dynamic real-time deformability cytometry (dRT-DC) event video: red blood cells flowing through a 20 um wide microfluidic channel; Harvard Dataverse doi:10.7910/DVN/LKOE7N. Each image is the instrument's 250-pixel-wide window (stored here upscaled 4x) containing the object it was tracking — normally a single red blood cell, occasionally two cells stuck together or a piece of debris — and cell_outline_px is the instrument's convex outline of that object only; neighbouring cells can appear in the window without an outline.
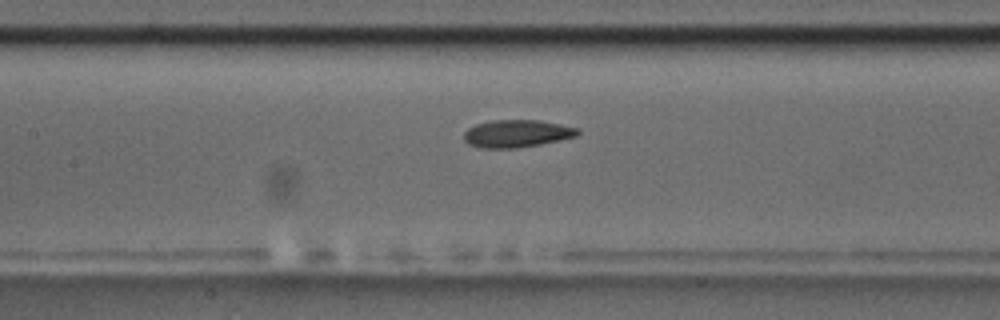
{"species": "common noctule bat (a hibernating species)", "species_latin": "Nyctalus noctula", "temperature_condition": "room temperature", "stored_images_in_passage": 41, "camera_frame_rate_fps": 3000, "um_per_image_px": 0.085, "animal": {"sex": "male", "body_mass_g": 17.5, "forearm_length_mm": 52.3}, "frame": {"image": 1, "passage_image": 12, "time_ms": 3.667, "image_size_px": [1000, 320], "cell_outline_px": [[580, 132], [576, 136], [540, 144], [516, 148], [480, 148], [468, 144], [464, 140], [464, 132], [468, 128], [476, 124], [492, 120], [540, 120], [580, 128]], "centroid_in_image_um": [43.92, 11.35], "position_along_channel_um": 163.5, "area_um2": 18.26}}
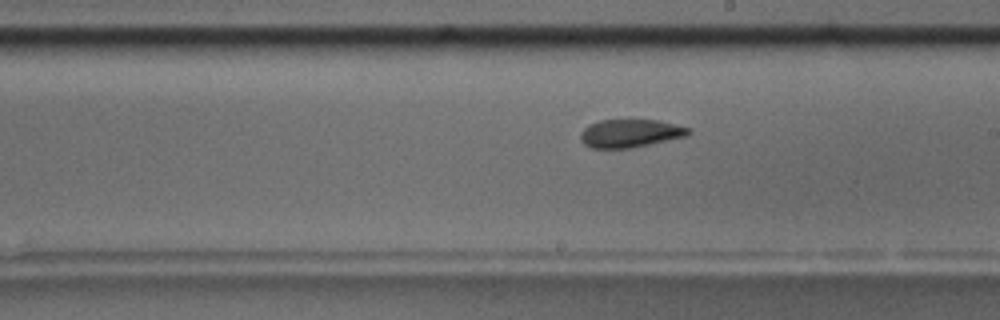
{"frame": {"image": 2, "passage_image": 18, "time_ms": 5.667, "image_size_px": [1000, 320], "cell_outline_px": [[692, 132], [688, 136], [632, 148], [592, 148], [584, 144], [580, 140], [580, 132], [588, 124], [600, 120], [660, 120], [692, 128]], "centroid_in_image_um": [53.6, 11.33], "position_along_channel_um": 235.4, "area_um2": 17.98}}
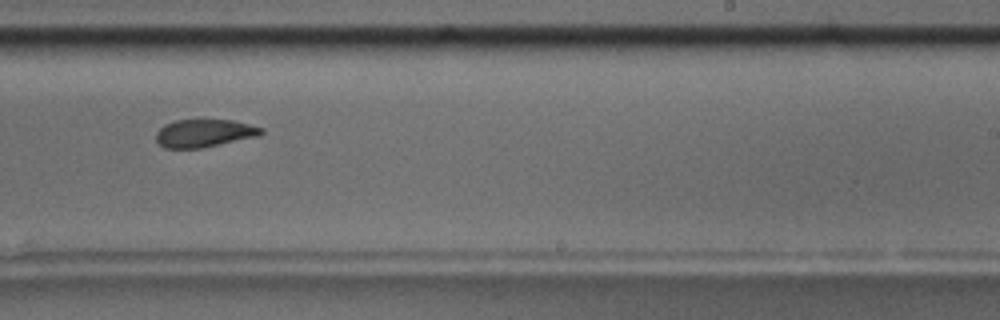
{"frame": {"image": 3, "passage_image": 21, "time_ms": 6.667, "image_size_px": [1000, 320], "cell_outline_px": [[264, 132], [260, 136], [200, 148], [164, 148], [156, 140], [156, 132], [164, 124], [176, 120], [232, 120], [264, 128]], "centroid_in_image_um": [17.37, 11.32], "position_along_channel_um": 271.6, "area_um2": 17.05}}